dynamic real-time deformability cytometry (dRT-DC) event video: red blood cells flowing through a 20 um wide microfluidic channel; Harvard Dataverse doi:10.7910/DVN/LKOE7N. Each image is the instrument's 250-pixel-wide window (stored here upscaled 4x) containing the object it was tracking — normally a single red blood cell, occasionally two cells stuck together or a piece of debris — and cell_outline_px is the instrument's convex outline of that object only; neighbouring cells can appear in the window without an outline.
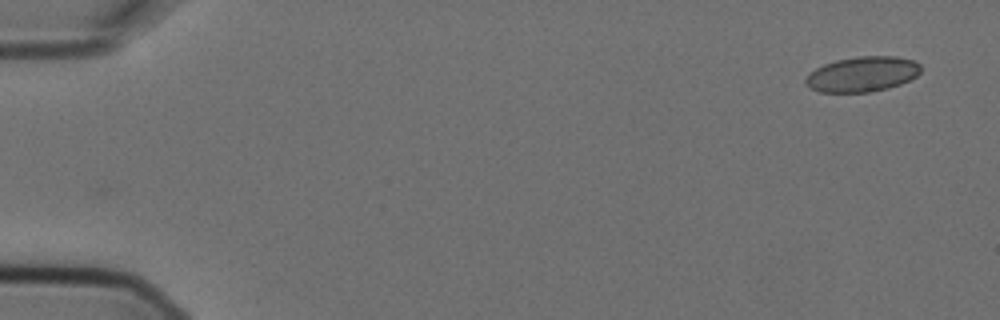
{"species": "Egyptian fruit bat (a non-hibernating species)", "species_latin": "Rousettus aegyptiacus", "temperature_condition": "cold", "stored_images_in_passage": 5, "camera_frame_rate_fps": 3000, "um_per_image_px": 0.085, "animal": {"sex": "female"}, "frame": {"image": 1, "passage_image": 1, "time_ms": 0.0, "image_size_px": [1000, 320], "cell_outline_px": [[920, 72], [916, 76], [900, 84], [888, 88], [868, 92], [820, 92], [812, 88], [804, 80], [816, 68], [824, 64], [836, 60], [860, 56], [896, 56], [912, 60], [920, 64]], "centroid_in_image_um": [73.32, 6.3], "position_along_channel_um": 11.7, "area_um2": 23.29}}
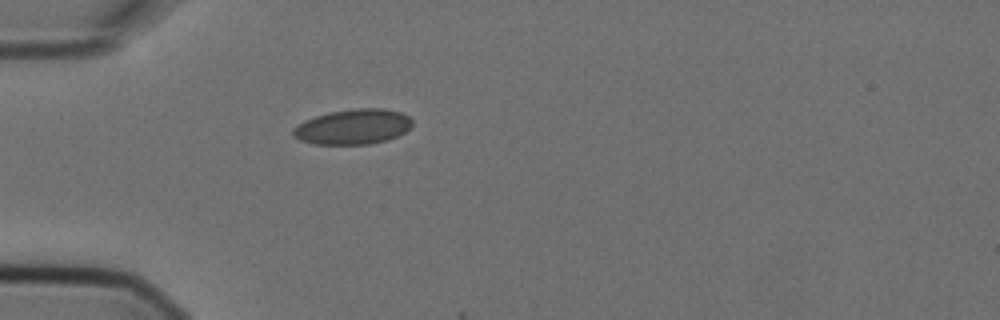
{"frame": {"image": 2, "passage_image": 5, "time_ms": 1.333, "image_size_px": [1000, 320], "cell_outline_px": [[412, 124], [404, 132], [388, 140], [372, 144], [312, 144], [300, 140], [292, 136], [292, 128], [304, 120], [328, 112], [356, 108], [384, 108], [400, 112], [408, 116], [412, 120]], "centroid_in_image_um": [29.98, 10.77], "position_along_channel_um": 55.0, "area_um2": 24.57}}